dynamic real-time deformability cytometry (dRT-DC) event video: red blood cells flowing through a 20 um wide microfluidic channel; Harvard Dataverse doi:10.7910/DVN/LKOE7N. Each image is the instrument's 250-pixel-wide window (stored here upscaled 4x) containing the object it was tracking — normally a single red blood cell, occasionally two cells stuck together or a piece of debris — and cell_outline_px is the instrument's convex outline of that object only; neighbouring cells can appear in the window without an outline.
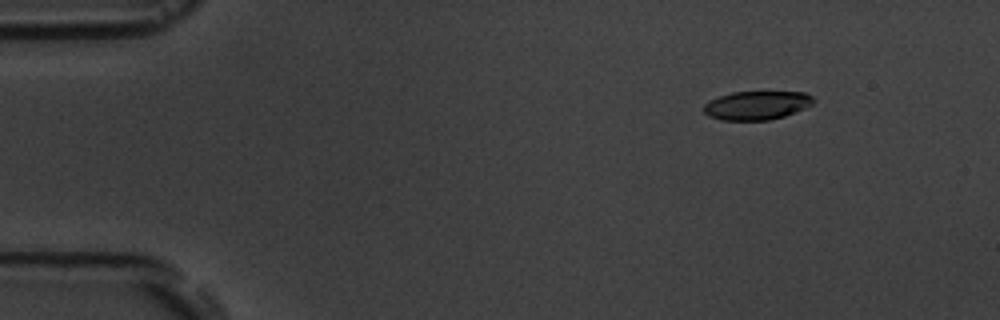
{"species": "common noctule bat (a hibernating species)", "species_latin": "Nyctalus noctula", "temperature_condition": "room temperature", "stored_images_in_passage": 17, "camera_frame_rate_fps": 3000, "um_per_image_px": 0.085, "animal": {"sex": "male", "body_mass_g": 19.5, "forearm_length_mm": 54.6}, "frame": {"image": 1, "passage_image": 3, "time_ms": 2.0, "image_size_px": [1000, 320], "cell_outline_px": [[816, 100], [812, 104], [804, 108], [784, 116], [768, 120], [720, 120], [708, 116], [704, 112], [704, 104], [720, 96], [732, 92], [804, 92], [812, 96]], "centroid_in_image_um": [64.33, 8.95], "position_along_channel_um": 20.7, "area_um2": 18.21}}
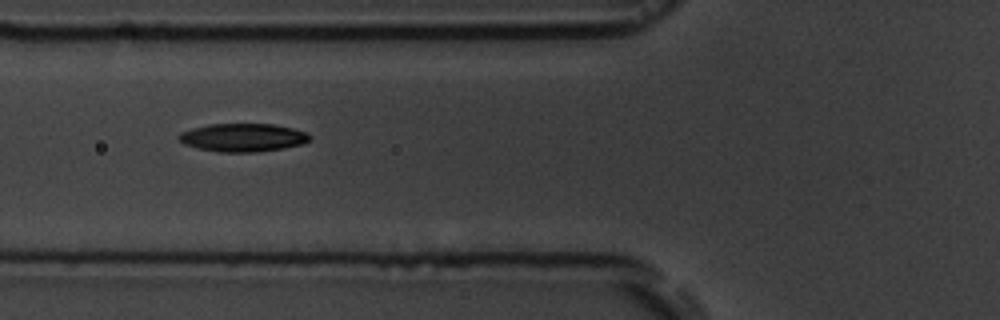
{"frame": {"image": 2, "passage_image": 7, "time_ms": 6.667, "image_size_px": [1000, 320], "cell_outline_px": [[312, 136], [304, 144], [284, 148], [256, 152], [220, 152], [200, 148], [184, 144], [180, 140], [180, 132], [192, 128], [208, 124], [276, 124], [308, 132]], "centroid_in_image_um": [20.7, 11.68], "position_along_channel_um": 105.1, "area_um2": 21.5}}
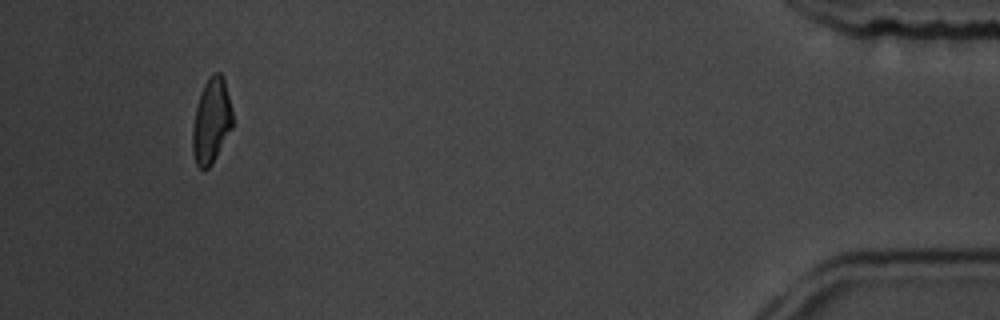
{"frame": {"image": 3, "passage_image": 16, "time_ms": 17.0, "image_size_px": [1000, 320], "cell_outline_px": [[232, 128], [212, 164], [208, 168], [200, 168], [196, 164], [192, 152], [192, 128], [196, 108], [200, 92], [208, 76], [212, 72], [220, 72], [224, 80], [232, 108]], "centroid_in_image_um": [17.96, 10.26], "position_along_channel_um": 417.2, "area_um2": 19.88}, "authors_computed_cell_mechanics": {"area_um2": 20.1144, "velocity_mm_per_s": 3.7, "shape_relaxation_time_tau1_ms": 1.8572, "shape_relaxation_time_tau2_ms": null, "deformation_change_tau1": 0.0911, "deformation_change_tau2": null}}